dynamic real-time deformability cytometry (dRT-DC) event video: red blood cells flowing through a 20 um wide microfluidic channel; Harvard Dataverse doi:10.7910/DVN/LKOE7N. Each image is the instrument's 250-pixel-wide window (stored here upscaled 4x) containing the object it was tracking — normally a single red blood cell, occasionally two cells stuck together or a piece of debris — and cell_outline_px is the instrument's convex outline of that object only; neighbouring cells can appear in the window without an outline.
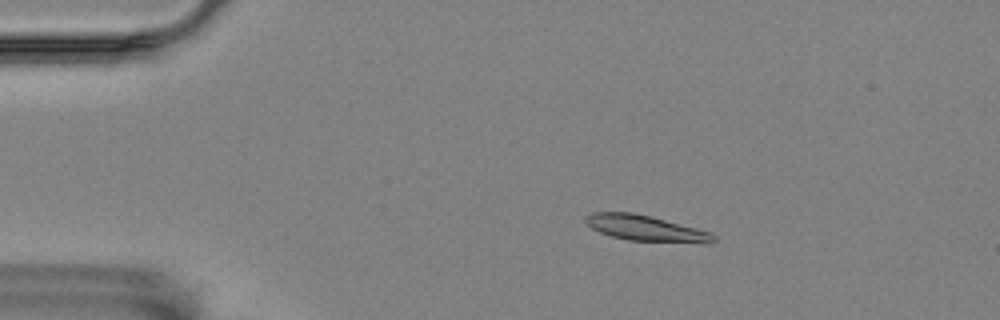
{"species": "Egyptian fruit bat (a non-hibernating species)", "species_latin": "Rousettus aegyptiacus", "temperature_condition": "room temperature", "stored_images_in_passage": 17, "camera_frame_rate_fps": 3000, "um_per_image_px": 0.085, "animal": {"sex": "female"}, "frame": {"image": 1, "passage_image": 10, "time_ms": 3.0, "image_size_px": [1000, 320], "cell_outline_px": [[716, 240], [708, 244], [704, 244], [628, 240], [612, 236], [600, 232], [592, 228], [584, 220], [584, 216], [592, 212], [632, 212], [652, 216], [696, 228], [708, 232], [716, 236]], "centroid_in_image_um": [54.91, 19.41], "position_along_channel_um": 30.1, "area_um2": 19.36}}